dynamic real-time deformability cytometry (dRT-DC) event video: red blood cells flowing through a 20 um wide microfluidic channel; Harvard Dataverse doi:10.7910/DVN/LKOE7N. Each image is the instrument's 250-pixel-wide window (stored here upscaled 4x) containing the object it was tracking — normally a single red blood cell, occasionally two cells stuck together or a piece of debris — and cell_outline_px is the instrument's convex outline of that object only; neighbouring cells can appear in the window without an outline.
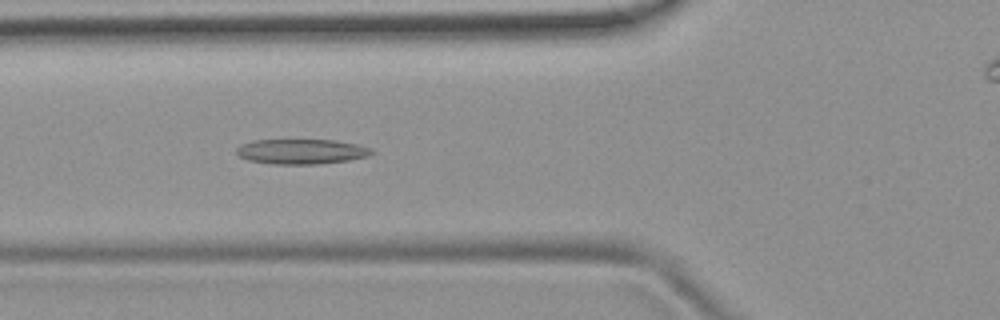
{"species": "common noctule bat (a hibernating species)", "species_latin": "Nyctalus noctula", "temperature_condition": "room temperature", "stored_images_in_passage": 44, "camera_frame_rate_fps": 3000, "um_per_image_px": 0.085, "animal": {"sex": "female", "body_mass_g": 19.9}, "frame": {"image": 1, "passage_image": 18, "time_ms": 5.667, "image_size_px": [1000, 320], "cell_outline_px": [[376, 152], [368, 156], [348, 160], [320, 164], [272, 164], [248, 160], [240, 156], [236, 152], [236, 148], [240, 144], [252, 140], [332, 140], [356, 144], [372, 148]], "centroid_in_image_um": [25.62, 12.88], "position_along_channel_um": 100.2, "area_um2": 19.77}}
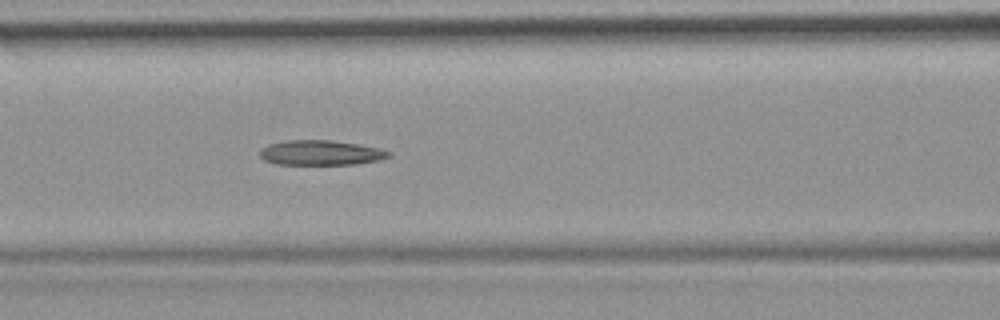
{"frame": {"image": 2, "passage_image": 21, "time_ms": 6.667, "image_size_px": [1000, 320], "cell_outline_px": [[392, 152], [388, 156], [376, 160], [356, 164], [276, 164], [264, 160], [260, 156], [260, 148], [268, 144], [288, 140], [332, 140], [380, 148]], "centroid_in_image_um": [27.22, 12.98], "position_along_channel_um": 139.4, "area_um2": 18.55}}
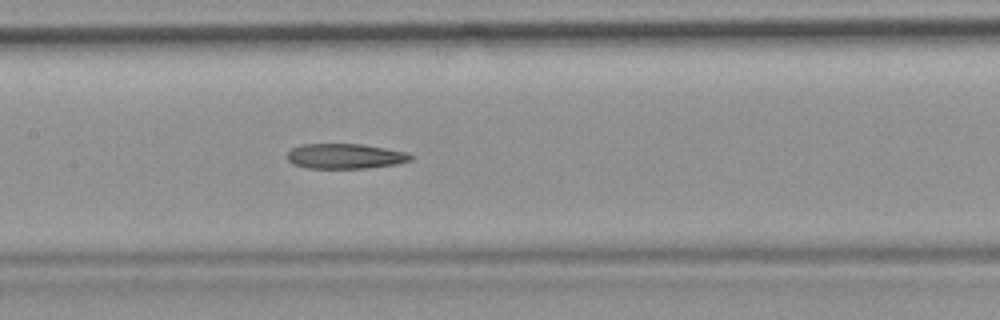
{"frame": {"image": 3, "passage_image": 24, "time_ms": 7.667, "image_size_px": [1000, 320], "cell_outline_px": [[416, 156], [412, 160], [396, 164], [368, 168], [308, 168], [292, 164], [288, 160], [288, 152], [292, 148], [300, 144], [360, 144], [408, 152]], "centroid_in_image_um": [29.37, 13.28], "position_along_channel_um": 178.0, "area_um2": 18.15}, "authors_computed_cell_mechanics": {"area_um2": 19.1896, "velocity_mm_per_s": 3.8915, "shape_relaxation_time_tau1_ms": null, "shape_relaxation_time_tau2_ms": 10.7375, "deformation_change_tau1": null, "deformation_change_tau2": 0.214}}